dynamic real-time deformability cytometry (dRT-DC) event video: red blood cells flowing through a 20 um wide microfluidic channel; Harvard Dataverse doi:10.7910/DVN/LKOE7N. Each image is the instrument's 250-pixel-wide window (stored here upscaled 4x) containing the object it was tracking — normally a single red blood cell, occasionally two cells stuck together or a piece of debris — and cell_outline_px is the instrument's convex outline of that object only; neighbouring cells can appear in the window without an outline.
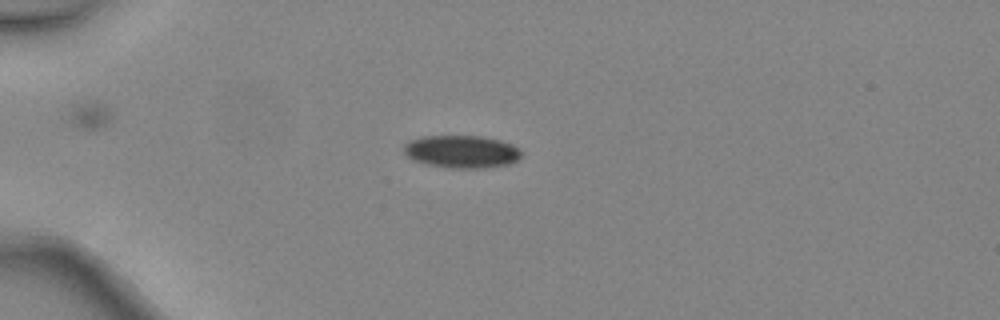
{"species": "common noctule bat (a hibernating species)", "species_latin": "Nyctalus noctula", "temperature_condition": "warm", "stored_images_in_passage": 6, "camera_frame_rate_fps": 3000, "um_per_image_px": 0.085, "animal": {"sex": "female", "body_mass_g": 24.6, "forearm_length_mm": 56.2}, "frame": {"image": 1, "passage_image": 4, "time_ms": 1.0, "image_size_px": [1000, 320], "cell_outline_px": [[520, 156], [512, 164], [480, 168], [448, 168], [424, 164], [412, 160], [404, 152], [404, 144], [408, 140], [424, 136], [480, 136], [500, 140], [512, 144], [520, 148]], "centroid_in_image_um": [39.21, 12.89], "position_along_channel_um": 45.8, "area_um2": 22.54}}
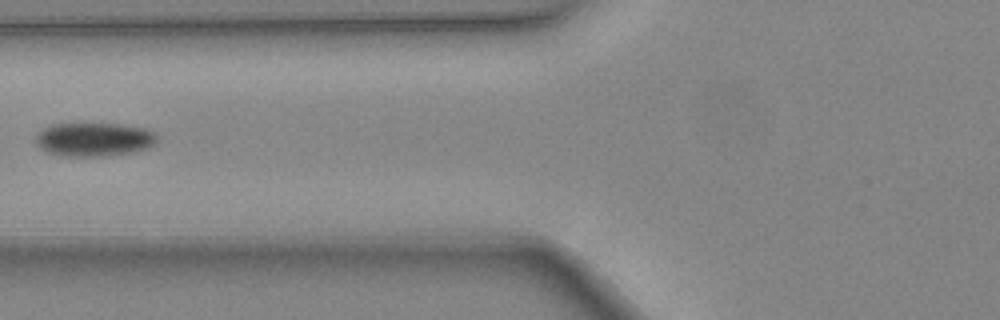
{"frame": {"image": 2, "passage_image": 6, "time_ms": 1.667, "image_size_px": [1000, 320], "cell_outline_px": [[156, 144], [148, 148], [132, 152], [112, 156], [64, 156], [48, 152], [40, 148], [36, 144], [36, 136], [44, 128], [52, 124], [120, 124], [148, 128], [156, 132]], "centroid_in_image_um": [8.05, 11.85], "position_along_channel_um": 117.8, "area_um2": 23.99}}